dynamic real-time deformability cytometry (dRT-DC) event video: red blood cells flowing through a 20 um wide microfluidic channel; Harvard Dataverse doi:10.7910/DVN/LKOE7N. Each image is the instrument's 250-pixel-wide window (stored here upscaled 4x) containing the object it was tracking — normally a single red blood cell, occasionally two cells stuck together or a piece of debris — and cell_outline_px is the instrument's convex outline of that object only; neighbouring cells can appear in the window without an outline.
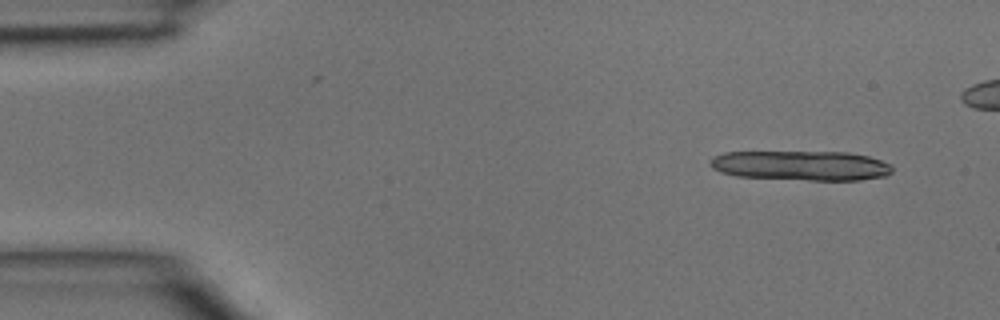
{"species": "common noctule bat (a hibernating species)", "species_latin": "Nyctalus noctula", "temperature_condition": "room temperature", "stored_images_in_passage": 3, "camera_frame_rate_fps": 3000, "um_per_image_px": 0.085, "animal": {"sex": "male", "body_mass_g": 15.6}, "frame": {"image": 1, "passage_image": 1, "time_ms": 0.0, "image_size_px": [1000, 320], "cell_outline_px": [[892, 172], [888, 176], [860, 180], [808, 180], [736, 176], [720, 172], [712, 168], [708, 164], [708, 160], [712, 156], [724, 152], [848, 152], [868, 156], [892, 164]], "centroid_in_image_um": [68.08, 14.07], "position_along_channel_um": 16.9, "area_um2": 31.91}}